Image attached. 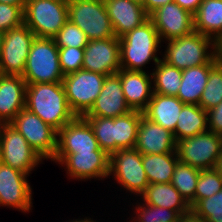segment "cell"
<instances>
[{
    "label": "cell",
    "instance_id": "6da1fadb",
    "mask_svg": "<svg viewBox=\"0 0 222 222\" xmlns=\"http://www.w3.org/2000/svg\"><path fill=\"white\" fill-rule=\"evenodd\" d=\"M25 108L57 131L77 117L62 82L27 84Z\"/></svg>",
    "mask_w": 222,
    "mask_h": 222
},
{
    "label": "cell",
    "instance_id": "7a4b0ae2",
    "mask_svg": "<svg viewBox=\"0 0 222 222\" xmlns=\"http://www.w3.org/2000/svg\"><path fill=\"white\" fill-rule=\"evenodd\" d=\"M119 43L121 69L142 72L150 60L155 64L160 60L156 53L161 40L150 19L120 37Z\"/></svg>",
    "mask_w": 222,
    "mask_h": 222
},
{
    "label": "cell",
    "instance_id": "3957f363",
    "mask_svg": "<svg viewBox=\"0 0 222 222\" xmlns=\"http://www.w3.org/2000/svg\"><path fill=\"white\" fill-rule=\"evenodd\" d=\"M163 61L184 70L191 67L219 62L217 57V42L201 33L191 34L168 40ZM210 48V53L207 50ZM213 50V51H212Z\"/></svg>",
    "mask_w": 222,
    "mask_h": 222
},
{
    "label": "cell",
    "instance_id": "277c9868",
    "mask_svg": "<svg viewBox=\"0 0 222 222\" xmlns=\"http://www.w3.org/2000/svg\"><path fill=\"white\" fill-rule=\"evenodd\" d=\"M22 78L26 84L63 82L58 46L53 38L35 37Z\"/></svg>",
    "mask_w": 222,
    "mask_h": 222
},
{
    "label": "cell",
    "instance_id": "5b68a950",
    "mask_svg": "<svg viewBox=\"0 0 222 222\" xmlns=\"http://www.w3.org/2000/svg\"><path fill=\"white\" fill-rule=\"evenodd\" d=\"M68 21L66 0H26L24 24L39 38H53Z\"/></svg>",
    "mask_w": 222,
    "mask_h": 222
},
{
    "label": "cell",
    "instance_id": "8992f818",
    "mask_svg": "<svg viewBox=\"0 0 222 222\" xmlns=\"http://www.w3.org/2000/svg\"><path fill=\"white\" fill-rule=\"evenodd\" d=\"M68 20L77 25L89 40L115 37L103 0L68 2Z\"/></svg>",
    "mask_w": 222,
    "mask_h": 222
},
{
    "label": "cell",
    "instance_id": "52a82bcc",
    "mask_svg": "<svg viewBox=\"0 0 222 222\" xmlns=\"http://www.w3.org/2000/svg\"><path fill=\"white\" fill-rule=\"evenodd\" d=\"M175 151L181 163L199 170L212 169L222 153V136L206 131L183 138L176 142Z\"/></svg>",
    "mask_w": 222,
    "mask_h": 222
},
{
    "label": "cell",
    "instance_id": "ba28073f",
    "mask_svg": "<svg viewBox=\"0 0 222 222\" xmlns=\"http://www.w3.org/2000/svg\"><path fill=\"white\" fill-rule=\"evenodd\" d=\"M9 124L22 134L42 159L53 160L57 152L56 129L26 108L22 109Z\"/></svg>",
    "mask_w": 222,
    "mask_h": 222
},
{
    "label": "cell",
    "instance_id": "9c48e42d",
    "mask_svg": "<svg viewBox=\"0 0 222 222\" xmlns=\"http://www.w3.org/2000/svg\"><path fill=\"white\" fill-rule=\"evenodd\" d=\"M105 78L106 75L83 69L64 76L66 99L76 116H84L91 109Z\"/></svg>",
    "mask_w": 222,
    "mask_h": 222
},
{
    "label": "cell",
    "instance_id": "30bf717a",
    "mask_svg": "<svg viewBox=\"0 0 222 222\" xmlns=\"http://www.w3.org/2000/svg\"><path fill=\"white\" fill-rule=\"evenodd\" d=\"M42 158L10 124H0V163L29 176Z\"/></svg>",
    "mask_w": 222,
    "mask_h": 222
},
{
    "label": "cell",
    "instance_id": "8fae6325",
    "mask_svg": "<svg viewBox=\"0 0 222 222\" xmlns=\"http://www.w3.org/2000/svg\"><path fill=\"white\" fill-rule=\"evenodd\" d=\"M129 192L141 195L149 185L142 165V154L135 148L120 149L109 155V177Z\"/></svg>",
    "mask_w": 222,
    "mask_h": 222
},
{
    "label": "cell",
    "instance_id": "7c38bea8",
    "mask_svg": "<svg viewBox=\"0 0 222 222\" xmlns=\"http://www.w3.org/2000/svg\"><path fill=\"white\" fill-rule=\"evenodd\" d=\"M35 34L25 25L4 32L0 74L22 76Z\"/></svg>",
    "mask_w": 222,
    "mask_h": 222
},
{
    "label": "cell",
    "instance_id": "4fadbf2b",
    "mask_svg": "<svg viewBox=\"0 0 222 222\" xmlns=\"http://www.w3.org/2000/svg\"><path fill=\"white\" fill-rule=\"evenodd\" d=\"M83 70L106 76L120 69V43L118 37L89 40L84 48Z\"/></svg>",
    "mask_w": 222,
    "mask_h": 222
},
{
    "label": "cell",
    "instance_id": "5bb4252c",
    "mask_svg": "<svg viewBox=\"0 0 222 222\" xmlns=\"http://www.w3.org/2000/svg\"><path fill=\"white\" fill-rule=\"evenodd\" d=\"M160 40H171L191 34L194 31L193 14L176 2L159 7L149 15Z\"/></svg>",
    "mask_w": 222,
    "mask_h": 222
},
{
    "label": "cell",
    "instance_id": "9a60e30c",
    "mask_svg": "<svg viewBox=\"0 0 222 222\" xmlns=\"http://www.w3.org/2000/svg\"><path fill=\"white\" fill-rule=\"evenodd\" d=\"M27 174L0 163V205L29 212L33 207L32 188Z\"/></svg>",
    "mask_w": 222,
    "mask_h": 222
},
{
    "label": "cell",
    "instance_id": "2e32d148",
    "mask_svg": "<svg viewBox=\"0 0 222 222\" xmlns=\"http://www.w3.org/2000/svg\"><path fill=\"white\" fill-rule=\"evenodd\" d=\"M52 161L66 166L67 174L73 179L100 178L102 180L109 176V155L105 151L55 154Z\"/></svg>",
    "mask_w": 222,
    "mask_h": 222
},
{
    "label": "cell",
    "instance_id": "e0dca14e",
    "mask_svg": "<svg viewBox=\"0 0 222 222\" xmlns=\"http://www.w3.org/2000/svg\"><path fill=\"white\" fill-rule=\"evenodd\" d=\"M100 149L93 128L83 116H77L58 131L56 154L91 153Z\"/></svg>",
    "mask_w": 222,
    "mask_h": 222
},
{
    "label": "cell",
    "instance_id": "ac0fdd59",
    "mask_svg": "<svg viewBox=\"0 0 222 222\" xmlns=\"http://www.w3.org/2000/svg\"><path fill=\"white\" fill-rule=\"evenodd\" d=\"M132 111L127 105L117 74L106 76L102 90L91 109L84 116L116 118Z\"/></svg>",
    "mask_w": 222,
    "mask_h": 222
},
{
    "label": "cell",
    "instance_id": "d6986e66",
    "mask_svg": "<svg viewBox=\"0 0 222 222\" xmlns=\"http://www.w3.org/2000/svg\"><path fill=\"white\" fill-rule=\"evenodd\" d=\"M114 35L122 37L149 19L144 7L131 0H103Z\"/></svg>",
    "mask_w": 222,
    "mask_h": 222
},
{
    "label": "cell",
    "instance_id": "ffe728a7",
    "mask_svg": "<svg viewBox=\"0 0 222 222\" xmlns=\"http://www.w3.org/2000/svg\"><path fill=\"white\" fill-rule=\"evenodd\" d=\"M135 149L141 154L176 153V140L170 130L142 116Z\"/></svg>",
    "mask_w": 222,
    "mask_h": 222
},
{
    "label": "cell",
    "instance_id": "44dd1931",
    "mask_svg": "<svg viewBox=\"0 0 222 222\" xmlns=\"http://www.w3.org/2000/svg\"><path fill=\"white\" fill-rule=\"evenodd\" d=\"M26 88L22 76L0 74V124H9L25 108Z\"/></svg>",
    "mask_w": 222,
    "mask_h": 222
},
{
    "label": "cell",
    "instance_id": "7402d4cb",
    "mask_svg": "<svg viewBox=\"0 0 222 222\" xmlns=\"http://www.w3.org/2000/svg\"><path fill=\"white\" fill-rule=\"evenodd\" d=\"M121 79L125 101L131 110L143 112L153 95L152 75L145 71L120 69L116 73Z\"/></svg>",
    "mask_w": 222,
    "mask_h": 222
},
{
    "label": "cell",
    "instance_id": "603a6c76",
    "mask_svg": "<svg viewBox=\"0 0 222 222\" xmlns=\"http://www.w3.org/2000/svg\"><path fill=\"white\" fill-rule=\"evenodd\" d=\"M183 105L176 96L153 93L143 116L173 133Z\"/></svg>",
    "mask_w": 222,
    "mask_h": 222
},
{
    "label": "cell",
    "instance_id": "cb8c5ba5",
    "mask_svg": "<svg viewBox=\"0 0 222 222\" xmlns=\"http://www.w3.org/2000/svg\"><path fill=\"white\" fill-rule=\"evenodd\" d=\"M217 63L208 62L182 70L181 85L176 97L184 104L199 105L209 72Z\"/></svg>",
    "mask_w": 222,
    "mask_h": 222
},
{
    "label": "cell",
    "instance_id": "d4e9b609",
    "mask_svg": "<svg viewBox=\"0 0 222 222\" xmlns=\"http://www.w3.org/2000/svg\"><path fill=\"white\" fill-rule=\"evenodd\" d=\"M141 196L146 204L175 210L181 216L191 212L190 205L171 183L149 184Z\"/></svg>",
    "mask_w": 222,
    "mask_h": 222
},
{
    "label": "cell",
    "instance_id": "484cf974",
    "mask_svg": "<svg viewBox=\"0 0 222 222\" xmlns=\"http://www.w3.org/2000/svg\"><path fill=\"white\" fill-rule=\"evenodd\" d=\"M193 19L194 31L216 42L222 38V0H203Z\"/></svg>",
    "mask_w": 222,
    "mask_h": 222
},
{
    "label": "cell",
    "instance_id": "4316f807",
    "mask_svg": "<svg viewBox=\"0 0 222 222\" xmlns=\"http://www.w3.org/2000/svg\"><path fill=\"white\" fill-rule=\"evenodd\" d=\"M208 131L207 111L199 105L184 104L173 132L177 141Z\"/></svg>",
    "mask_w": 222,
    "mask_h": 222
},
{
    "label": "cell",
    "instance_id": "83f0119b",
    "mask_svg": "<svg viewBox=\"0 0 222 222\" xmlns=\"http://www.w3.org/2000/svg\"><path fill=\"white\" fill-rule=\"evenodd\" d=\"M178 162L176 153L142 154V165L149 184L170 183Z\"/></svg>",
    "mask_w": 222,
    "mask_h": 222
},
{
    "label": "cell",
    "instance_id": "f1b7e54d",
    "mask_svg": "<svg viewBox=\"0 0 222 222\" xmlns=\"http://www.w3.org/2000/svg\"><path fill=\"white\" fill-rule=\"evenodd\" d=\"M142 116L143 112L132 110L114 118L115 152L120 149L135 148Z\"/></svg>",
    "mask_w": 222,
    "mask_h": 222
},
{
    "label": "cell",
    "instance_id": "f546056e",
    "mask_svg": "<svg viewBox=\"0 0 222 222\" xmlns=\"http://www.w3.org/2000/svg\"><path fill=\"white\" fill-rule=\"evenodd\" d=\"M152 75L153 93L177 96L182 79V70L174 67L162 59L156 64Z\"/></svg>",
    "mask_w": 222,
    "mask_h": 222
},
{
    "label": "cell",
    "instance_id": "4dcf8cb0",
    "mask_svg": "<svg viewBox=\"0 0 222 222\" xmlns=\"http://www.w3.org/2000/svg\"><path fill=\"white\" fill-rule=\"evenodd\" d=\"M199 174V169L178 162L170 182L191 208L195 205V191Z\"/></svg>",
    "mask_w": 222,
    "mask_h": 222
},
{
    "label": "cell",
    "instance_id": "1f68e13d",
    "mask_svg": "<svg viewBox=\"0 0 222 222\" xmlns=\"http://www.w3.org/2000/svg\"><path fill=\"white\" fill-rule=\"evenodd\" d=\"M93 128L100 149L108 155L115 152L114 118L83 116Z\"/></svg>",
    "mask_w": 222,
    "mask_h": 222
},
{
    "label": "cell",
    "instance_id": "d6a6232c",
    "mask_svg": "<svg viewBox=\"0 0 222 222\" xmlns=\"http://www.w3.org/2000/svg\"><path fill=\"white\" fill-rule=\"evenodd\" d=\"M222 101V64L218 62L209 72L199 106L208 111Z\"/></svg>",
    "mask_w": 222,
    "mask_h": 222
},
{
    "label": "cell",
    "instance_id": "836d02e7",
    "mask_svg": "<svg viewBox=\"0 0 222 222\" xmlns=\"http://www.w3.org/2000/svg\"><path fill=\"white\" fill-rule=\"evenodd\" d=\"M191 212L206 222H222V189L211 197L199 200Z\"/></svg>",
    "mask_w": 222,
    "mask_h": 222
},
{
    "label": "cell",
    "instance_id": "e575fe53",
    "mask_svg": "<svg viewBox=\"0 0 222 222\" xmlns=\"http://www.w3.org/2000/svg\"><path fill=\"white\" fill-rule=\"evenodd\" d=\"M222 189V175L215 169L200 170L195 191V204L201 200L215 195Z\"/></svg>",
    "mask_w": 222,
    "mask_h": 222
},
{
    "label": "cell",
    "instance_id": "d590c367",
    "mask_svg": "<svg viewBox=\"0 0 222 222\" xmlns=\"http://www.w3.org/2000/svg\"><path fill=\"white\" fill-rule=\"evenodd\" d=\"M139 205L135 208L138 217L132 219L135 222H176L181 218V215L175 210L151 206L146 203Z\"/></svg>",
    "mask_w": 222,
    "mask_h": 222
},
{
    "label": "cell",
    "instance_id": "8d00e7d4",
    "mask_svg": "<svg viewBox=\"0 0 222 222\" xmlns=\"http://www.w3.org/2000/svg\"><path fill=\"white\" fill-rule=\"evenodd\" d=\"M53 39L58 47L75 48H85L89 41L86 34L69 20L53 37Z\"/></svg>",
    "mask_w": 222,
    "mask_h": 222
},
{
    "label": "cell",
    "instance_id": "74e56055",
    "mask_svg": "<svg viewBox=\"0 0 222 222\" xmlns=\"http://www.w3.org/2000/svg\"><path fill=\"white\" fill-rule=\"evenodd\" d=\"M60 69L64 76L82 69L84 48L58 47Z\"/></svg>",
    "mask_w": 222,
    "mask_h": 222
},
{
    "label": "cell",
    "instance_id": "f35d334b",
    "mask_svg": "<svg viewBox=\"0 0 222 222\" xmlns=\"http://www.w3.org/2000/svg\"><path fill=\"white\" fill-rule=\"evenodd\" d=\"M25 5L0 3V30L7 32L24 24Z\"/></svg>",
    "mask_w": 222,
    "mask_h": 222
},
{
    "label": "cell",
    "instance_id": "ab89813d",
    "mask_svg": "<svg viewBox=\"0 0 222 222\" xmlns=\"http://www.w3.org/2000/svg\"><path fill=\"white\" fill-rule=\"evenodd\" d=\"M208 131L222 136V101L207 111Z\"/></svg>",
    "mask_w": 222,
    "mask_h": 222
},
{
    "label": "cell",
    "instance_id": "60d3db41",
    "mask_svg": "<svg viewBox=\"0 0 222 222\" xmlns=\"http://www.w3.org/2000/svg\"><path fill=\"white\" fill-rule=\"evenodd\" d=\"M203 0H174L183 9L187 10L191 14H195Z\"/></svg>",
    "mask_w": 222,
    "mask_h": 222
},
{
    "label": "cell",
    "instance_id": "b9f144b4",
    "mask_svg": "<svg viewBox=\"0 0 222 222\" xmlns=\"http://www.w3.org/2000/svg\"><path fill=\"white\" fill-rule=\"evenodd\" d=\"M174 0H145L144 9L148 15L154 12L161 6L173 2Z\"/></svg>",
    "mask_w": 222,
    "mask_h": 222
},
{
    "label": "cell",
    "instance_id": "7bdbcfd3",
    "mask_svg": "<svg viewBox=\"0 0 222 222\" xmlns=\"http://www.w3.org/2000/svg\"><path fill=\"white\" fill-rule=\"evenodd\" d=\"M180 222H206L202 218L195 216L192 212L181 216Z\"/></svg>",
    "mask_w": 222,
    "mask_h": 222
},
{
    "label": "cell",
    "instance_id": "ee69618b",
    "mask_svg": "<svg viewBox=\"0 0 222 222\" xmlns=\"http://www.w3.org/2000/svg\"><path fill=\"white\" fill-rule=\"evenodd\" d=\"M0 3H7L11 5H25L26 0H0Z\"/></svg>",
    "mask_w": 222,
    "mask_h": 222
},
{
    "label": "cell",
    "instance_id": "f6af8a7d",
    "mask_svg": "<svg viewBox=\"0 0 222 222\" xmlns=\"http://www.w3.org/2000/svg\"><path fill=\"white\" fill-rule=\"evenodd\" d=\"M217 57L218 61L222 64V38L217 42Z\"/></svg>",
    "mask_w": 222,
    "mask_h": 222
},
{
    "label": "cell",
    "instance_id": "bcb514c9",
    "mask_svg": "<svg viewBox=\"0 0 222 222\" xmlns=\"http://www.w3.org/2000/svg\"><path fill=\"white\" fill-rule=\"evenodd\" d=\"M215 169L222 175V153L217 160V164H216Z\"/></svg>",
    "mask_w": 222,
    "mask_h": 222
},
{
    "label": "cell",
    "instance_id": "7dc6e473",
    "mask_svg": "<svg viewBox=\"0 0 222 222\" xmlns=\"http://www.w3.org/2000/svg\"><path fill=\"white\" fill-rule=\"evenodd\" d=\"M70 222H95V221H93L92 219H90V218H84V220L82 219H78V220H72V221H70Z\"/></svg>",
    "mask_w": 222,
    "mask_h": 222
},
{
    "label": "cell",
    "instance_id": "c3c4849f",
    "mask_svg": "<svg viewBox=\"0 0 222 222\" xmlns=\"http://www.w3.org/2000/svg\"><path fill=\"white\" fill-rule=\"evenodd\" d=\"M3 36H4V32L0 30V50H1L2 42H3Z\"/></svg>",
    "mask_w": 222,
    "mask_h": 222
},
{
    "label": "cell",
    "instance_id": "681fc988",
    "mask_svg": "<svg viewBox=\"0 0 222 222\" xmlns=\"http://www.w3.org/2000/svg\"><path fill=\"white\" fill-rule=\"evenodd\" d=\"M131 1L136 2L142 6H144V3H145V0H131Z\"/></svg>",
    "mask_w": 222,
    "mask_h": 222
}]
</instances>
